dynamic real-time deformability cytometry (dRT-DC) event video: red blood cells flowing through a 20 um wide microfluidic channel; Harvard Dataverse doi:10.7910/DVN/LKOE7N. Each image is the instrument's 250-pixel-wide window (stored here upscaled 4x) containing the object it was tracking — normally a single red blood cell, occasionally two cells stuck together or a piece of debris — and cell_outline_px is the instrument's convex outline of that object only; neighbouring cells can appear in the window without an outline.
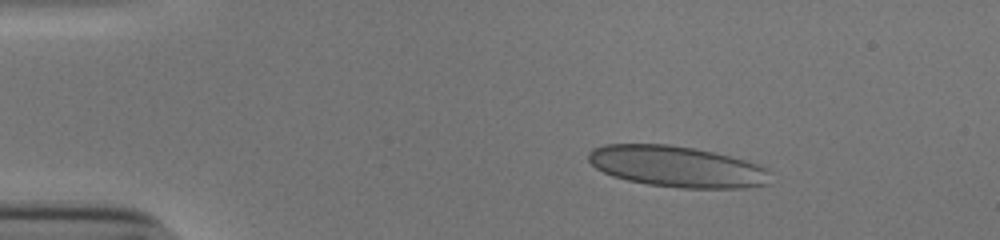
{"species": "human", "species_latin": "Homo sapiens", "temperature_condition": "cold", "stored_images_in_passage": 45, "camera_frame_rate_fps": 3000, "um_per_image_px": 0.085, "donor": {"sex": "male"}, "frame": {"image": 1, "passage_image": 1, "time_ms": 0.0, "image_size_px": [1000, 240], "cell_outline_px": [[772, 184], [744, 188], [680, 188], [648, 184], [628, 180], [612, 176], [596, 168], [588, 160], [588, 152], [592, 148], [604, 144], [668, 144], [692, 148], [712, 152], [760, 164], [768, 172]], "centroid_in_image_um": [57.53, 14.16], "position_along_channel_um": 27.5, "area_um2": 43.58}}
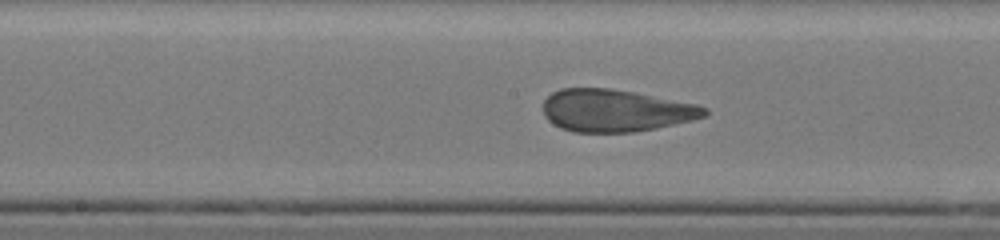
{"frame": {"image": 2, "passage_image": 20, "time_ms": 6.333, "image_size_px": [1000, 240], "cell_outline_px": [[708, 112], [704, 116], [692, 120], [656, 128], [636, 132], [572, 132], [560, 128], [552, 124], [544, 116], [544, 100], [552, 92], [560, 88], [612, 88], [696, 104], [708, 108]], "centroid_in_image_um": [52.29, 9.4], "position_along_channel_um": 195.9, "area_um2": 39.82}}
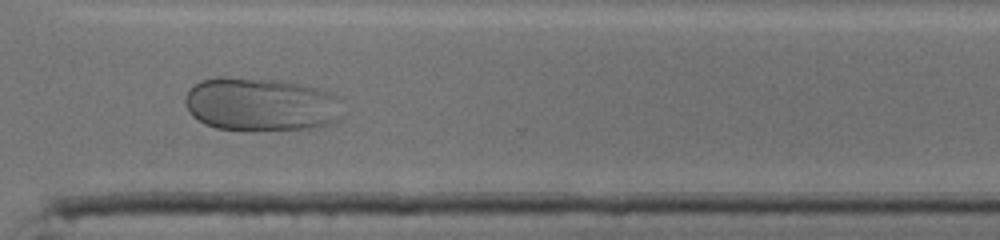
{"frame": {"image": 3, "passage_image": 32, "time_ms": 10.333, "image_size_px": [1000, 240], "cell_outline_px": [[340, 120], [336, 124], [316, 128], [216, 128], [204, 124], [192, 116], [188, 112], [184, 104], [184, 96], [200, 80], [220, 76], [280, 80], [300, 84], [332, 92], [336, 96], [340, 116]], "centroid_in_image_um": [22.15, 8.85], "position_along_channel_um": 348.5, "area_um2": 48.73}, "authors_computed_cell_mechanics": {"area_um2": 41.5582, "velocity_mm_per_s": 3.8102, "shape_relaxation_time_tau1_ms": 10.4481, "shape_relaxation_time_tau2_ms": null, "deformation_change_tau1": 0.2772, "deformation_change_tau2": null}}